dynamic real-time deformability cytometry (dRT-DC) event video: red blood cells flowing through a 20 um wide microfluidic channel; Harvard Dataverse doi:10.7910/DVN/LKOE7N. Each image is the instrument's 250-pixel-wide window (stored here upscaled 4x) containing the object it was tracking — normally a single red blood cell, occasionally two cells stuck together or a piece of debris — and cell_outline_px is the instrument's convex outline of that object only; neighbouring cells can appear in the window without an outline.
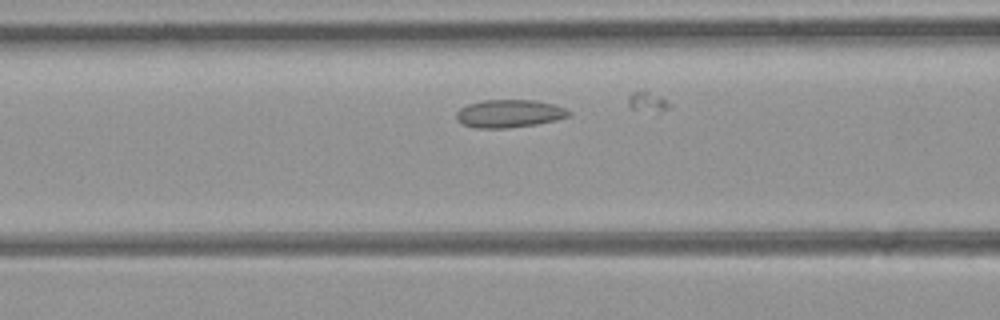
{"species": "common noctule bat (a hibernating species)", "species_latin": "Nyctalus noctula", "temperature_condition": "room temperature", "stored_images_in_passage": 28, "camera_frame_rate_fps": 3000, "um_per_image_px": 0.085, "animal": {"sex": "female", "body_mass_g": 21.9}, "frame": {"image": 1, "passage_image": 7, "time_ms": 2.0, "image_size_px": [1000, 320], "cell_outline_px": [[572, 116], [556, 120], [536, 124], [508, 128], [476, 128], [460, 124], [456, 120], [456, 112], [460, 108], [468, 104], [480, 100], [536, 100], [552, 104], [564, 108], [572, 112]], "centroid_in_image_um": [43.27, 9.66], "position_along_channel_um": 123.3, "area_um2": 18.5}}
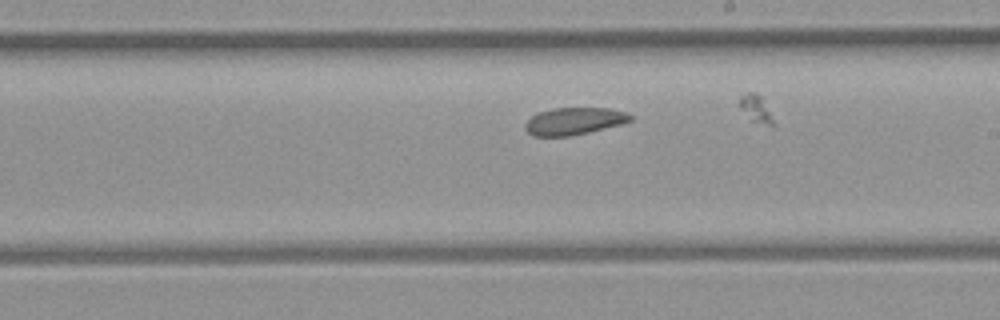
{"frame": {"image": 2, "passage_image": 15, "time_ms": 4.667, "image_size_px": [1000, 320], "cell_outline_px": [[632, 120], [624, 124], [572, 136], [532, 136], [524, 128], [524, 124], [536, 112], [552, 108], [612, 108], [624, 112], [632, 116]], "centroid_in_image_um": [48.79, 10.3], "position_along_channel_um": 240.2, "area_um2": 16.94}}
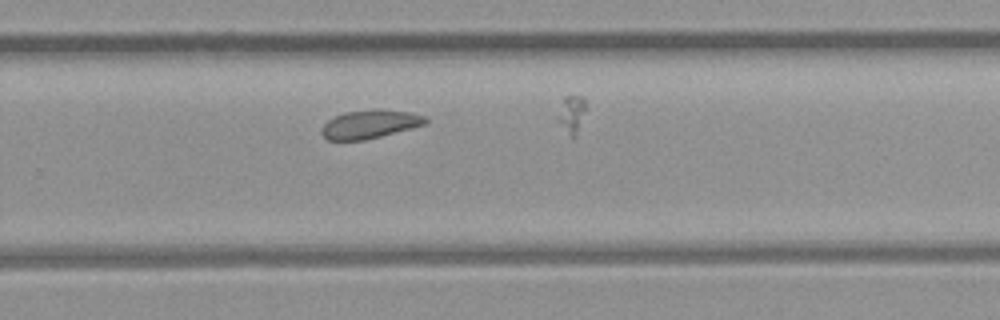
{"frame": {"image": 3, "passage_image": 19, "time_ms": 6.0, "image_size_px": [1000, 320], "cell_outline_px": [[428, 124], [364, 140], [328, 140], [320, 132], [320, 128], [328, 120], [344, 112], [412, 112], [424, 116], [428, 120]], "centroid_in_image_um": [31.42, 10.61], "position_along_channel_um": 298.4, "area_um2": 16.42}, "authors_computed_cell_mechanics": {"area_um2": 17.6001, "velocity_mm_per_s": 4.3801, "shape_relaxation_time_tau1_ms": null, "shape_relaxation_time_tau2_ms": 6.8417, "deformation_change_tau1": null, "deformation_change_tau2": 0.1209}}